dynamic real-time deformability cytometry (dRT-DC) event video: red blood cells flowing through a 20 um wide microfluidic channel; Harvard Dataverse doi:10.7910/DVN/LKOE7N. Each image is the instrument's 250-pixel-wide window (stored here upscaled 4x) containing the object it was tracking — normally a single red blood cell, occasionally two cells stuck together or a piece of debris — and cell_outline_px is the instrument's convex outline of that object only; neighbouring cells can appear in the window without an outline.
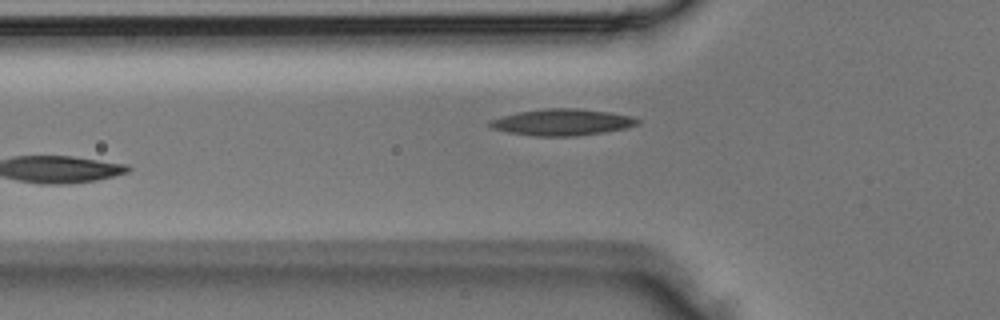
{"species": "Egyptian fruit bat (a non-hibernating species)", "species_latin": "Rousettus aegyptiacus", "temperature_condition": "room temperature", "stored_images_in_passage": 2, "camera_frame_rate_fps": 3000, "um_per_image_px": 0.085, "animal": {"sex": "male"}, "frame": {"image": 1, "passage_image": 2, "time_ms": 0.333, "image_size_px": [1000, 320], "cell_outline_px": [[640, 124], [628, 128], [604, 132], [576, 136], [536, 136], [508, 132], [492, 128], [488, 124], [488, 120], [520, 112], [544, 108], [576, 108], [608, 112], [632, 116], [640, 120]], "centroid_in_image_um": [47.82, 10.39], "position_along_channel_um": 78.0, "area_um2": 22.77}}